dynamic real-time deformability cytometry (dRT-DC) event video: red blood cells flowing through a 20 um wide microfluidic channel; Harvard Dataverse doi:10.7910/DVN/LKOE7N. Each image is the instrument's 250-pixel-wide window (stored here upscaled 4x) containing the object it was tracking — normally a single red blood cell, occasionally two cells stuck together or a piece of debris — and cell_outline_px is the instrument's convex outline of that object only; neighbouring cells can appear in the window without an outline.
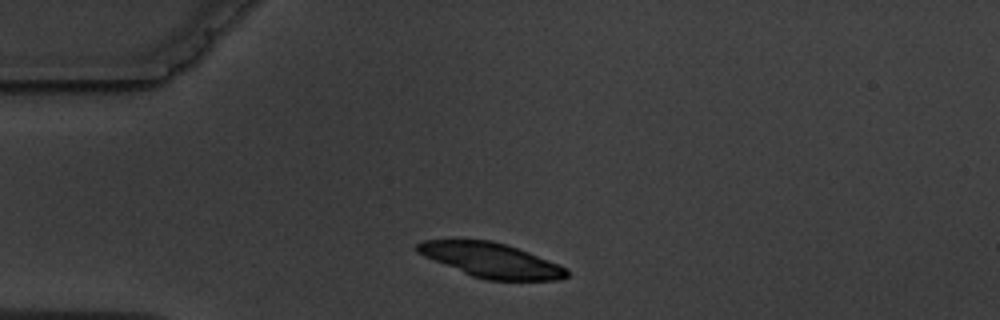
{"species": "common noctule bat (a hibernating species)", "species_latin": "Nyctalus noctula", "temperature_condition": "warm", "stored_images_in_passage": 2, "camera_frame_rate_fps": 3000, "um_per_image_px": 0.085, "animal": {"sex": "male", "body_mass_g": 19.5, "forearm_length_mm": 54.6}, "frame": {"image": 1, "passage_image": 1, "time_ms": 0.0, "image_size_px": [1000, 320], "cell_outline_px": [[568, 276], [560, 280], [488, 280], [472, 276], [424, 256], [416, 252], [416, 244], [424, 240], [492, 240], [528, 252], [568, 268]], "centroid_in_image_um": [41.75, 22.12], "position_along_channel_um": 43.2, "area_um2": 29.77}}